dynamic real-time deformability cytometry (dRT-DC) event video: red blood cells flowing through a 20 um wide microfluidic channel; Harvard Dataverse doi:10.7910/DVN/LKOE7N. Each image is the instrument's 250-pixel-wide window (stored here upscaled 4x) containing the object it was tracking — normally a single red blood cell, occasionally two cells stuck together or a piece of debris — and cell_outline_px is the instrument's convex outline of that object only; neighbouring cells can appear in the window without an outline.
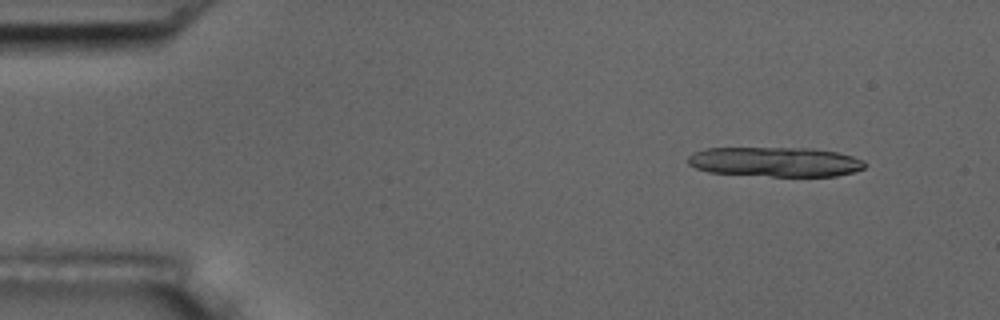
{"species": "common noctule bat (a hibernating species)", "species_latin": "Nyctalus noctula", "temperature_condition": "room temperature", "stored_images_in_passage": 5, "camera_frame_rate_fps": 3000, "um_per_image_px": 0.085, "animal": {"sex": "male", "body_mass_g": 17.5, "forearm_length_mm": 52.3}, "frame": {"image": 1, "passage_image": 2, "time_ms": 1.0, "image_size_px": [1000, 320], "cell_outline_px": [[868, 164], [864, 168], [852, 172], [836, 176], [772, 176], [708, 172], [696, 168], [688, 164], [688, 156], [692, 152], [708, 148], [812, 148], [836, 152], [852, 156], [864, 160]], "centroid_in_image_um": [65.9, 13.75], "position_along_channel_um": 19.1, "area_um2": 30.63}}
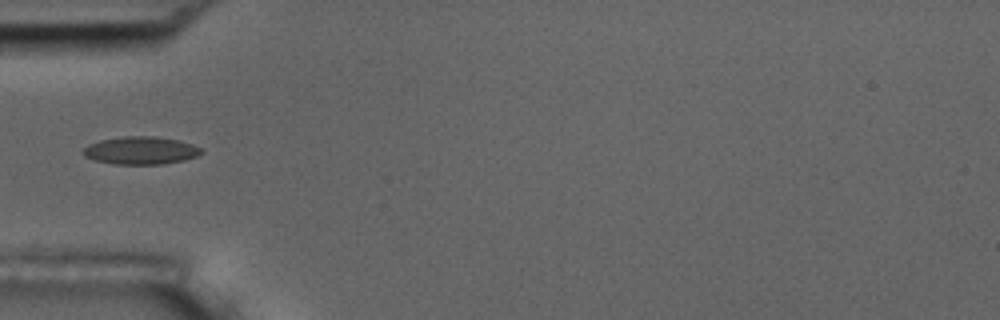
{"frame": {"image": 2, "passage_image": 5, "time_ms": 5.333, "image_size_px": [1000, 320], "cell_outline_px": [[204, 152], [196, 156], [184, 160], [164, 164], [112, 164], [96, 160], [84, 156], [80, 152], [88, 144], [100, 140], [124, 136], [156, 136], [176, 140], [192, 144], [200, 148]], "centroid_in_image_um": [11.93, 12.79], "position_along_channel_um": 73.1, "area_um2": 19.13}}